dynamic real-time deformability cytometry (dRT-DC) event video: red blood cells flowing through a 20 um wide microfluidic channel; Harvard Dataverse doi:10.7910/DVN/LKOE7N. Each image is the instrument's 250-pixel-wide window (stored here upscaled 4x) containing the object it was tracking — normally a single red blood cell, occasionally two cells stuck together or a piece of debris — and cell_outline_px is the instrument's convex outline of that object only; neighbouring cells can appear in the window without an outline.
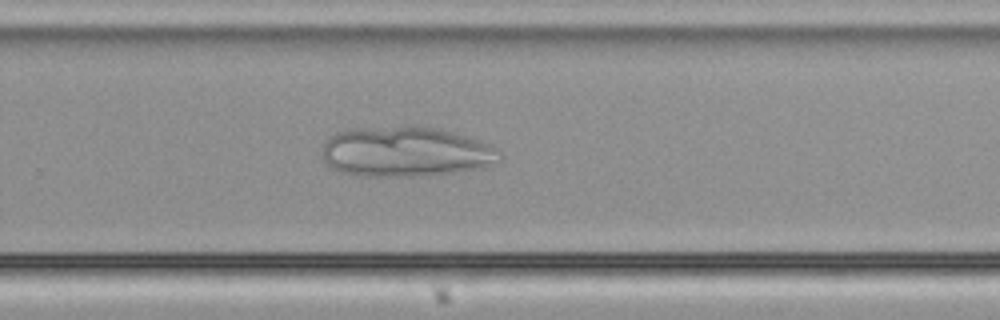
{"species": "common noctule bat (a hibernating species)", "species_latin": "Nyctalus noctula", "temperature_condition": "cold", "stored_images_in_passage": 38, "camera_frame_rate_fps": 3000, "um_per_image_px": 0.085, "animal": {"sex": "male", "body_mass_g": 21.5, "forearm_length_mm": 52.0}, "frame": {"image": 1, "passage_image": 26, "time_ms": 8.333, "image_size_px": [1000, 320], "cell_outline_px": [[504, 156], [496, 164], [484, 168], [452, 172], [412, 176], [364, 176], [340, 172], [332, 168], [320, 156], [324, 144], [336, 132], [352, 128], [404, 124], [436, 128], [492, 144]], "centroid_in_image_um": [34.49, 12.88], "position_along_channel_um": 295.3, "area_um2": 52.48}}
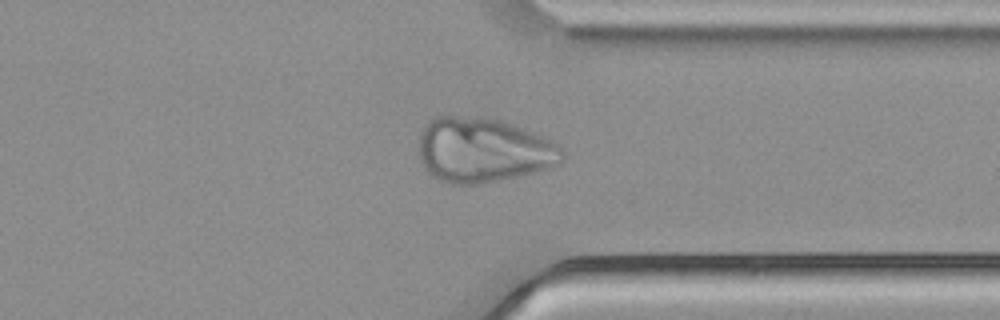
{"frame": {"image": 2, "passage_image": 32, "time_ms": 10.333, "image_size_px": [1000, 320], "cell_outline_px": [[564, 160], [560, 164], [532, 172], [516, 176], [480, 184], [452, 184], [436, 180], [424, 168], [420, 160], [420, 132], [424, 124], [432, 116], [480, 116], [500, 120], [540, 136], [564, 148]], "centroid_in_image_um": [41.01, 12.76], "position_along_channel_um": 370.4, "area_um2": 54.16}}